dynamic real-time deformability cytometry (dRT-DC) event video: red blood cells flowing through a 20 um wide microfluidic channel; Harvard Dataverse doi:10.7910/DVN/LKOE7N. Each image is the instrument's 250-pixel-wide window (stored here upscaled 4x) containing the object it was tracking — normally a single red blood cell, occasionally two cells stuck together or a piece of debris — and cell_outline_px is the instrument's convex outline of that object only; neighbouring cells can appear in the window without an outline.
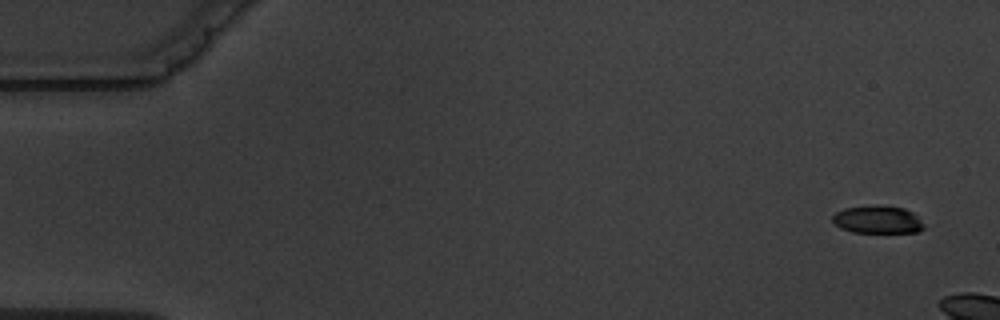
{"species": "common noctule bat (a hibernating species)", "species_latin": "Nyctalus noctula", "temperature_condition": "warm", "stored_images_in_passage": 3, "camera_frame_rate_fps": 3000, "um_per_image_px": 0.085, "animal": {"sex": "male", "body_mass_g": 19.5, "forearm_length_mm": 54.6}, "frame": {"image": 1, "passage_image": 1, "time_ms": 0.0, "image_size_px": [1000, 320], "cell_outline_px": [[924, 228], [916, 232], [852, 232], [840, 228], [832, 220], [832, 216], [836, 212], [844, 208], [876, 204], [904, 208], [912, 212], [924, 224]], "centroid_in_image_um": [74.58, 18.65], "position_along_channel_um": 10.4, "area_um2": 14.8}}